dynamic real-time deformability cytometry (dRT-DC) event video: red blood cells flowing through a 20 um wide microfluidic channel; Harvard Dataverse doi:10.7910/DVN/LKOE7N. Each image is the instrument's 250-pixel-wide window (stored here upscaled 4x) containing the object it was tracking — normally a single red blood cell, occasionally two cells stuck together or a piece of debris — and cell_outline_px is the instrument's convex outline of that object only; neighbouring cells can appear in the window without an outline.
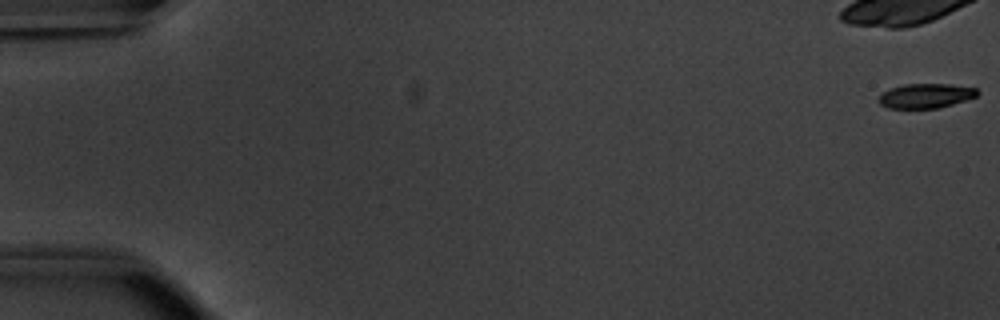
{"species": "common noctule bat (a hibernating species)", "species_latin": "Nyctalus noctula", "temperature_condition": "warm", "stored_images_in_passage": 54, "camera_frame_rate_fps": 3000, "um_per_image_px": 0.085, "animal": {"sex": "male", "body_mass_g": 20.1, "forearm_length_mm": 53.5}, "frame": {"image": 1, "passage_image": 1, "time_ms": 0.0, "image_size_px": [1000, 320], "cell_outline_px": [[980, 92], [976, 96], [952, 104], [936, 108], [888, 108], [880, 104], [876, 100], [884, 92], [892, 88], [904, 84], [952, 84], [976, 88]], "centroid_in_image_um": [78.68, 8.14], "position_along_channel_um": 6.3, "area_um2": 13.99}}